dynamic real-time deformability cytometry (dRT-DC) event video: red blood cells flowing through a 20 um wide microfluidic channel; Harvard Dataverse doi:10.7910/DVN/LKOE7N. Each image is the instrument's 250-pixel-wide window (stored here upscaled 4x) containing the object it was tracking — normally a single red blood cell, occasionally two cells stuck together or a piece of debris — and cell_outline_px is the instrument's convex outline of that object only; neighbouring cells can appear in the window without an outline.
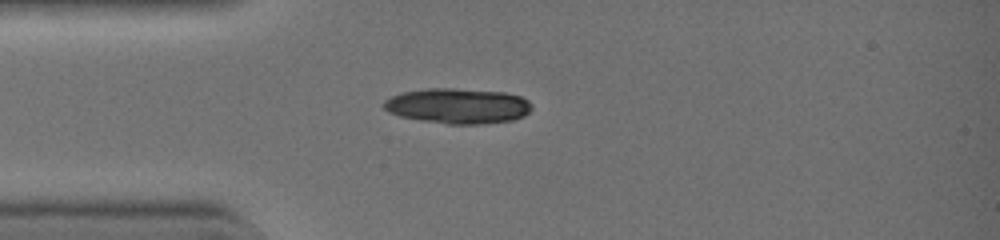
{"species": "common noctule bat (a hibernating species)", "species_latin": "Nyctalus noctula", "temperature_condition": "warm", "stored_images_in_passage": 32, "camera_frame_rate_fps": 3000, "um_per_image_px": 0.085, "animal": {"sex": "female", "body_mass_g": 19.0, "forearm_length_mm": 51.5}, "frame": {"image": 1, "passage_image": 1, "time_ms": 0.0, "image_size_px": [1000, 240], "cell_outline_px": [[532, 108], [524, 116], [512, 120], [480, 124], [448, 124], [420, 120], [400, 116], [384, 108], [384, 100], [392, 96], [404, 92], [428, 88], [452, 88], [504, 92], [520, 96], [528, 100], [532, 104]], "centroid_in_image_um": [38.95, 9.0], "position_along_channel_um": 46.0, "area_um2": 30.29}}
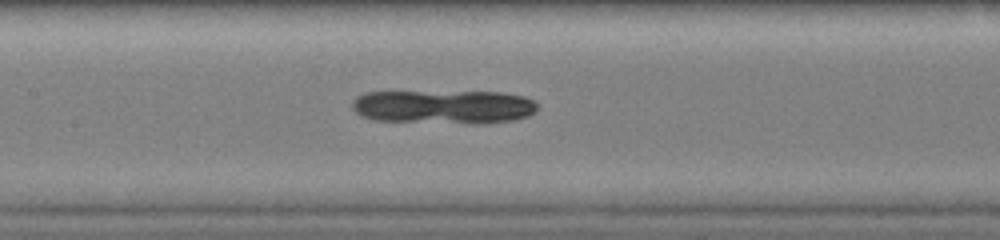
{"frame": {"image": 2, "passage_image": 10, "time_ms": 3.0, "image_size_px": [1000, 240], "cell_outline_px": [[536, 108], [528, 116], [516, 120], [488, 124], [472, 124], [376, 120], [360, 116], [352, 108], [352, 100], [356, 96], [364, 92], [500, 92], [524, 96], [532, 100], [536, 104]], "centroid_in_image_um": [37.7, 9.09], "position_along_channel_um": 169.7, "area_um2": 36.88}}
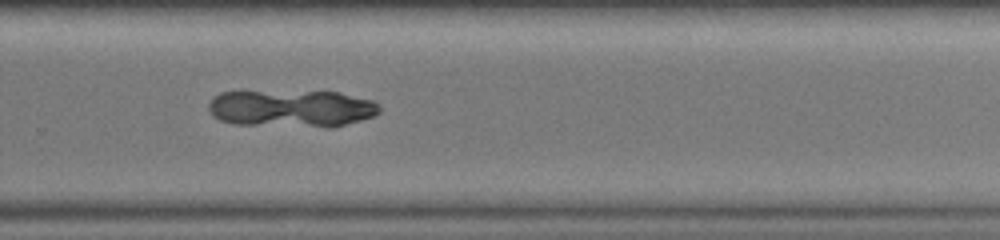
{"frame": {"image": 3, "passage_image": 19, "time_ms": 6.0, "image_size_px": [1000, 240], "cell_outline_px": [[380, 112], [372, 116], [360, 120], [332, 128], [328, 128], [232, 124], [220, 120], [212, 116], [208, 108], [208, 104], [220, 92], [340, 92], [372, 100], [380, 104]], "centroid_in_image_um": [24.81, 9.24], "position_along_channel_um": 305.0, "area_um2": 37.28}}